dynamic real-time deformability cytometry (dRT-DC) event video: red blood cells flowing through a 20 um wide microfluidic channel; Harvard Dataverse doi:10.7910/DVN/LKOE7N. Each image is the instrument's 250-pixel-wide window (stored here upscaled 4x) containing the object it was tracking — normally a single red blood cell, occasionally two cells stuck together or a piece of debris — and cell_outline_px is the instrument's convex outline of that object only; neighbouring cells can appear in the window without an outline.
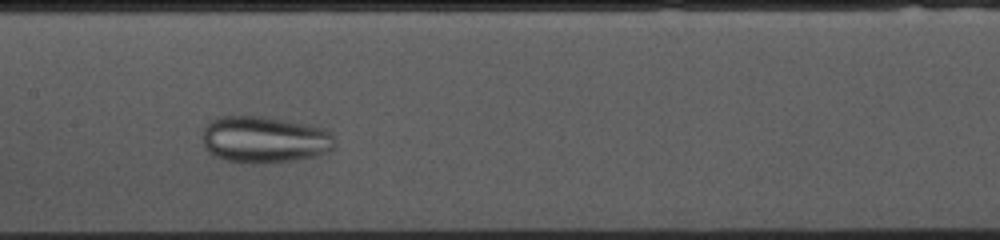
{"species": "common noctule bat (a hibernating species)", "species_latin": "Nyctalus noctula", "temperature_condition": "cold", "stored_images_in_passage": 32, "camera_frame_rate_fps": 3000, "um_per_image_px": 0.085, "animal": {"sex": "female", "body_mass_g": 10.0, "forearm_length_mm": 53.1}, "frame": {"image": 1, "passage_image": 14, "time_ms": 4.333, "image_size_px": [1000, 240], "cell_outline_px": [[336, 148], [328, 152], [316, 156], [292, 160], [264, 164], [224, 160], [208, 152], [204, 144], [204, 128], [212, 120], [220, 116], [260, 116], [316, 124], [324, 128], [332, 136]], "centroid_in_image_um": [22.53, 11.85], "position_along_channel_um": 184.9, "area_um2": 36.24}}